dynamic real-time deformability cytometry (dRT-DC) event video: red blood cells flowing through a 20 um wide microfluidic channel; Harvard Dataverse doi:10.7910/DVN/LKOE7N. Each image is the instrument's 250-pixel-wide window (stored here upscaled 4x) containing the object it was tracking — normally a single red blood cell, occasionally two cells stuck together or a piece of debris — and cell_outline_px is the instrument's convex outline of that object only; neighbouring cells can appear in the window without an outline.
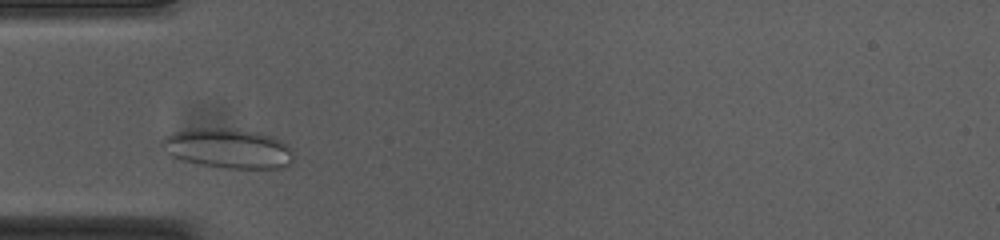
{"species": "common noctule bat (a hibernating species)", "species_latin": "Nyctalus noctula", "temperature_condition": "cold", "stored_images_in_passage": 32, "camera_frame_rate_fps": 3000, "um_per_image_px": 0.085, "animal": {"sex": "female", "body_mass_g": 23.0, "forearm_length_mm": 53.4}, "frame": {"image": 1, "passage_image": 5, "time_ms": 1.333, "image_size_px": [1000, 240], "cell_outline_px": [[292, 160], [284, 168], [224, 168], [200, 164], [184, 160], [172, 156], [160, 148], [160, 140], [164, 136], [172, 132], [200, 128], [236, 128], [260, 132], [272, 136], [288, 144], [292, 152]], "centroid_in_image_um": [19.36, 12.6], "position_along_channel_um": 65.6, "area_um2": 30.75}}
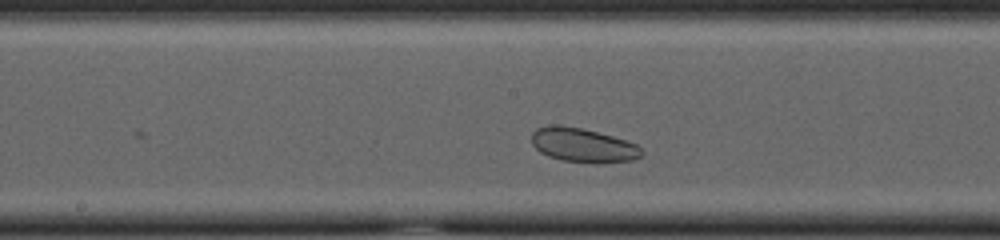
{"frame": {"image": 2, "passage_image": 16, "time_ms": 5.0, "image_size_px": [1000, 240], "cell_outline_px": [[644, 152], [640, 156], [632, 160], [560, 160], [548, 156], [540, 152], [532, 144], [532, 132], [536, 128], [548, 124], [560, 124], [580, 128], [612, 136], [636, 144]], "centroid_in_image_um": [49.45, 12.27], "position_along_channel_um": 198.7, "area_um2": 20.98}}
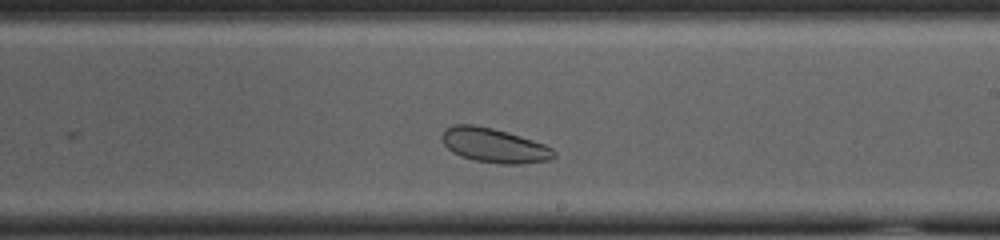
{"frame": {"image": 3, "passage_image": 20, "time_ms": 6.333, "image_size_px": [1000, 240], "cell_outline_px": [[556, 156], [548, 160], [520, 164], [500, 164], [476, 160], [460, 156], [452, 152], [444, 144], [440, 136], [444, 128], [452, 124], [472, 124], [492, 128], [520, 136], [544, 144], [552, 148], [556, 152]], "centroid_in_image_um": [41.97, 12.35], "position_along_channel_um": 247.0, "area_um2": 22.48}, "authors_computed_cell_mechanics": {"area_um2": 23.12, "velocity_mm_per_s": 3.6435, "shape_relaxation_time_tau1_ms": null, "shape_relaxation_time_tau2_ms": 2.6715, "deformation_change_tau1": null, "deformation_change_tau2": 0.066}}